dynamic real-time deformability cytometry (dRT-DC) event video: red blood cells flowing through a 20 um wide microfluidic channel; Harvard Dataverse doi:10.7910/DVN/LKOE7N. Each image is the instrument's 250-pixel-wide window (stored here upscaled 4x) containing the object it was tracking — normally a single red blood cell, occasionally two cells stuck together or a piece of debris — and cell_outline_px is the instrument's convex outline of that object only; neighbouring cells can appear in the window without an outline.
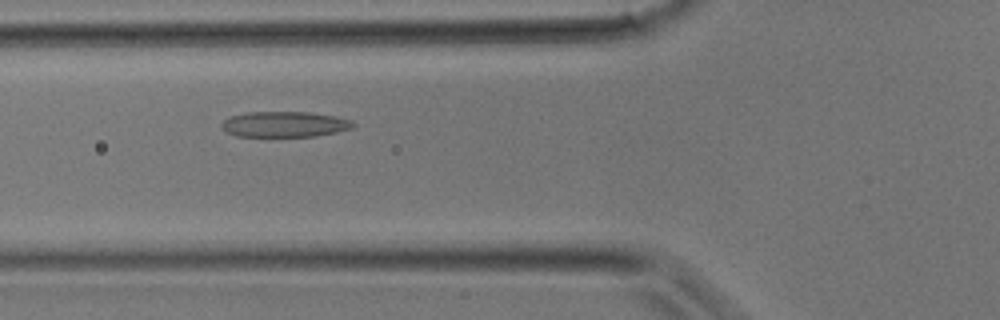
{"species": "common noctule bat (a hibernating species)", "species_latin": "Nyctalus noctula", "temperature_condition": "room temperature", "stored_images_in_passage": 25, "camera_frame_rate_fps": 3000, "um_per_image_px": 0.085, "animal": {"sex": "male", "body_mass_g": 17.9}, "frame": {"image": 1, "passage_image": 3, "time_ms": 0.667, "image_size_px": [1000, 320], "cell_outline_px": [[356, 124], [352, 128], [336, 132], [316, 136], [236, 136], [220, 128], [220, 124], [224, 120], [232, 116], [248, 112], [308, 112], [336, 116], [352, 120]], "centroid_in_image_um": [24.2, 10.56], "position_along_channel_um": 101.6, "area_um2": 19.59}}
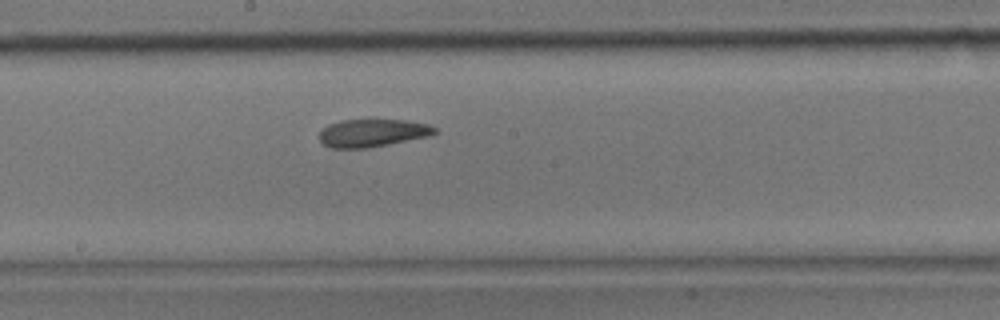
{"frame": {"image": 2, "passage_image": 9, "time_ms": 2.667, "image_size_px": [1000, 320], "cell_outline_px": [[440, 132], [432, 136], [368, 148], [332, 148], [324, 144], [320, 140], [320, 132], [328, 124], [340, 120], [372, 116], [404, 120], [428, 124], [436, 128]], "centroid_in_image_um": [31.71, 11.25], "position_along_channel_um": 216.5, "area_um2": 19.71}}
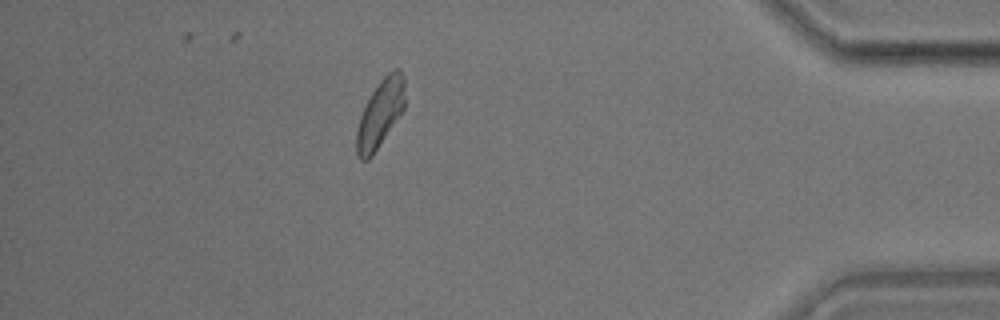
{"frame": {"image": 3, "passage_image": 21, "time_ms": 6.667, "image_size_px": [1000, 320], "cell_outline_px": [[404, 108], [372, 156], [368, 160], [360, 160], [356, 152], [356, 132], [360, 116], [376, 84], [388, 72], [396, 68], [400, 68], [404, 76]], "centroid_in_image_um": [32.31, 9.63], "position_along_channel_um": 402.9, "area_um2": 18.84}}